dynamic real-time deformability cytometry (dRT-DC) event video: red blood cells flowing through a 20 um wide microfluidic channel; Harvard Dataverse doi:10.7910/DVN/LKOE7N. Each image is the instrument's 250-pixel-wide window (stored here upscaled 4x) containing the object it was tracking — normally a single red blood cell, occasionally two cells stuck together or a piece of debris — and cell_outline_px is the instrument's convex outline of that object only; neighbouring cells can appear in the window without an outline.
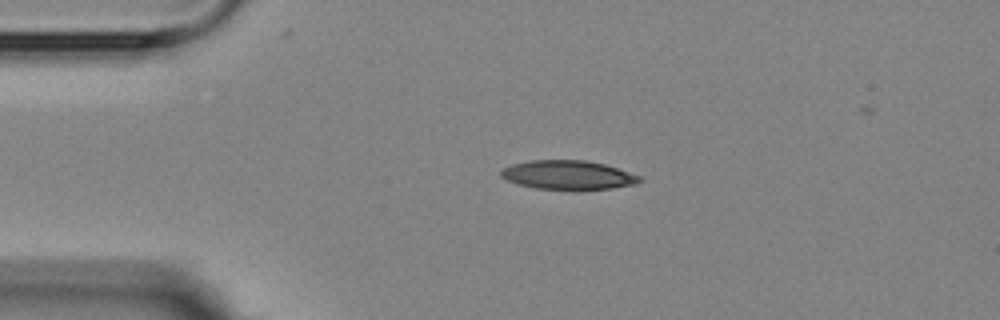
{"species": "Egyptian fruit bat (a non-hibernating species)", "species_latin": "Rousettus aegyptiacus", "temperature_condition": "room temperature", "stored_images_in_passage": 4, "camera_frame_rate_fps": 3000, "um_per_image_px": 0.085, "animal": {"sex": "female"}, "frame": {"image": 1, "passage_image": 3, "time_ms": 2.0, "image_size_px": [1000, 320], "cell_outline_px": [[644, 180], [636, 184], [612, 188], [580, 192], [572, 192], [536, 188], [516, 184], [500, 176], [500, 172], [504, 168], [512, 164], [532, 160], [584, 160], [604, 164], [640, 176]], "centroid_in_image_um": [48.3, 14.92], "position_along_channel_um": 36.7, "area_um2": 24.1}}